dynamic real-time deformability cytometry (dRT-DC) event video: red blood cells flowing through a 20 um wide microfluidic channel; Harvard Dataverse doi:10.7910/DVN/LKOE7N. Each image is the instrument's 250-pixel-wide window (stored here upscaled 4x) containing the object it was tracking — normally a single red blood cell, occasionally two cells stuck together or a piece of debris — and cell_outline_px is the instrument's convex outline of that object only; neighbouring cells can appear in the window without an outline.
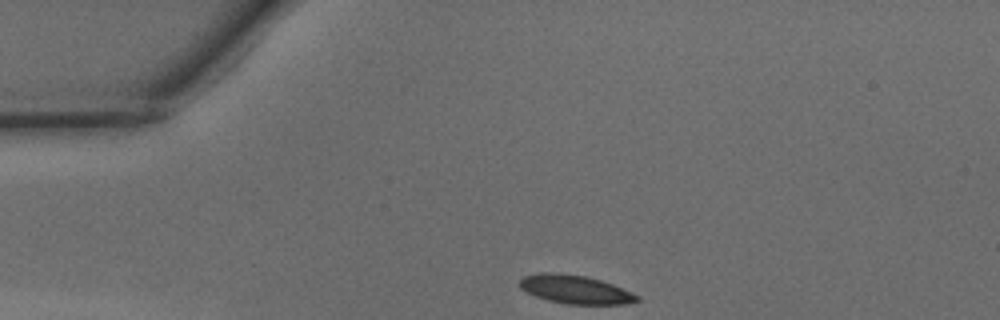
{"species": "common noctule bat (a hibernating species)", "species_latin": "Nyctalus noctula", "temperature_condition": "warm", "stored_images_in_passage": 28, "camera_frame_rate_fps": 3000, "um_per_image_px": 0.085, "animal": {"sex": "male", "body_mass_g": 15.6}, "frame": {"image": 1, "passage_image": 1, "time_ms": 0.0, "image_size_px": [1000, 320], "cell_outline_px": [[640, 300], [628, 304], [568, 304], [548, 300], [536, 296], [520, 288], [520, 280], [524, 276], [540, 272], [552, 272], [584, 276], [600, 280], [612, 284], [632, 292], [640, 296]], "centroid_in_image_um": [48.92, 24.6], "position_along_channel_um": 36.1, "area_um2": 19.36}}
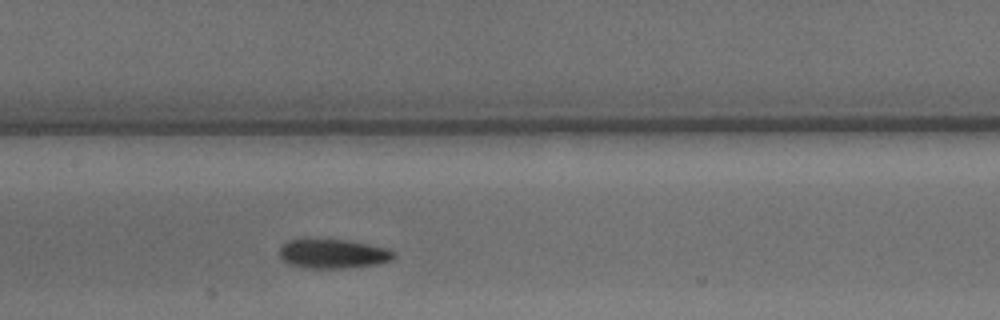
{"frame": {"image": 2, "passage_image": 14, "time_ms": 4.333, "image_size_px": [1000, 320], "cell_outline_px": [[396, 256], [392, 260], [380, 264], [348, 268], [304, 268], [288, 264], [280, 256], [280, 248], [288, 240], [348, 240], [388, 248], [396, 252]], "centroid_in_image_um": [28.38, 21.59], "position_along_channel_um": 179.0, "area_um2": 19.54}}
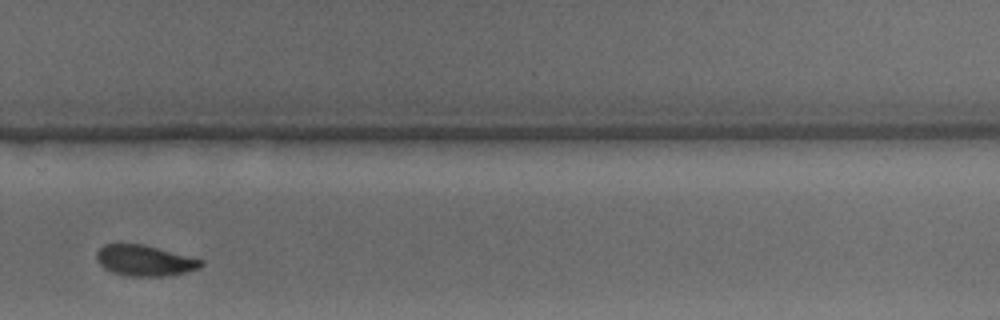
{"frame": {"image": 3, "passage_image": 24, "time_ms": 7.667, "image_size_px": [1000, 320], "cell_outline_px": [[204, 264], [200, 268], [172, 276], [128, 276], [112, 272], [104, 268], [96, 260], [96, 252], [104, 244], [144, 244], [204, 260]], "centroid_in_image_um": [12.31, 22.15], "position_along_channel_um": 317.5, "area_um2": 18.9}, "authors_computed_cell_mechanics": {"area_um2": 20.23, "velocity_mm_per_s": 4.1607, "shape_relaxation_time_tau1_ms": 3.6574, "shape_relaxation_time_tau2_ms": 2.5476, "deformation_change_tau1": 0.1092, "deformation_change_tau2": 0.0668}}